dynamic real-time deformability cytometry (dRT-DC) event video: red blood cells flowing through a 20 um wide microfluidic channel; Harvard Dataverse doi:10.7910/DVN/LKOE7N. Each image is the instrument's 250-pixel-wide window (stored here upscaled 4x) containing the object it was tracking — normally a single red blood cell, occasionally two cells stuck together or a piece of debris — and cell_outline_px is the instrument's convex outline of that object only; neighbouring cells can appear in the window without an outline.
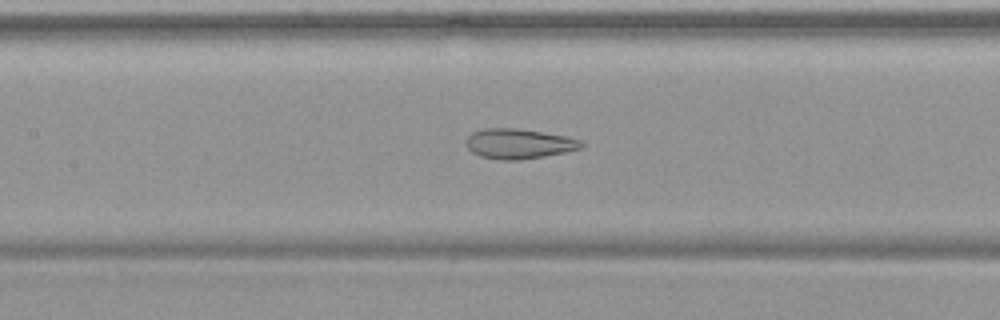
{"species": "common noctule bat (a hibernating species)", "species_latin": "Nyctalus noctula", "temperature_condition": "warm", "stored_images_in_passage": 52, "camera_frame_rate_fps": 3000, "um_per_image_px": 0.085, "animal": {"sex": "female", "body_mass_g": 19.9}, "frame": {"image": 1, "passage_image": 24, "time_ms": 7.667, "image_size_px": [1000, 320], "cell_outline_px": [[584, 144], [580, 148], [564, 152], [544, 156], [520, 160], [500, 160], [480, 156], [472, 152], [468, 148], [464, 140], [472, 132], [484, 128], [520, 128], [568, 136], [584, 140]], "centroid_in_image_um": [44.1, 12.2], "position_along_channel_um": 163.3, "area_um2": 20.4}}
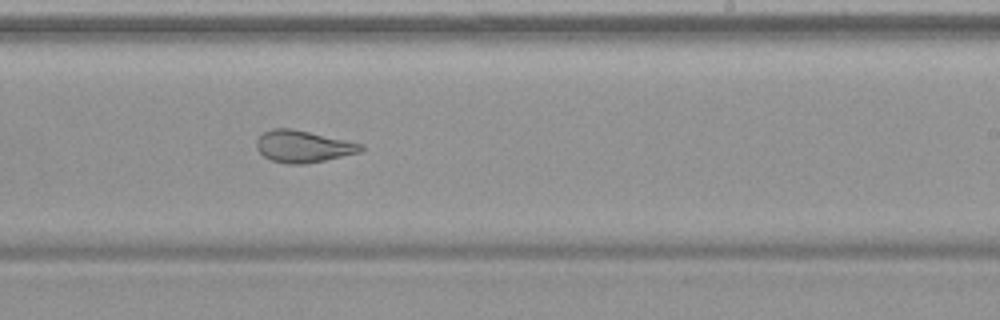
{"frame": {"image": 2, "passage_image": 32, "time_ms": 10.333, "image_size_px": [1000, 320], "cell_outline_px": [[364, 148], [360, 152], [324, 160], [304, 164], [288, 164], [272, 160], [264, 156], [256, 148], [256, 140], [264, 132], [272, 128], [292, 128], [364, 144]], "centroid_in_image_um": [25.75, 12.44], "position_along_channel_um": 263.2, "area_um2": 19.31}}
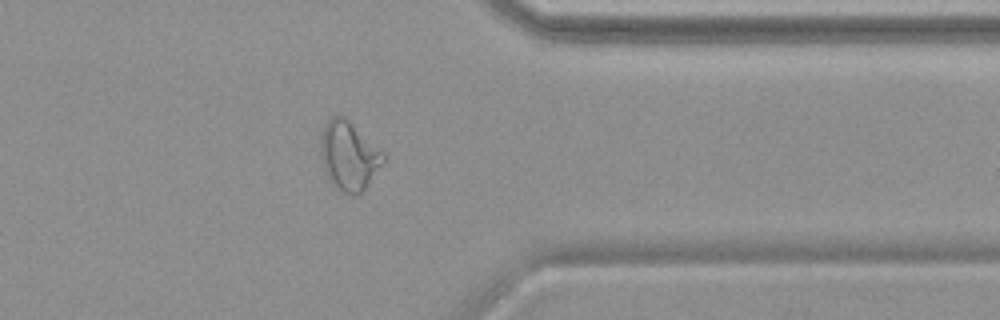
{"frame": {"image": 3, "passage_image": 42, "time_ms": 13.667, "image_size_px": [1000, 320], "cell_outline_px": [[388, 156], [368, 184], [356, 196], [344, 192], [336, 188], [324, 172], [320, 152], [320, 136], [324, 124], [336, 112], [344, 116], [384, 152]], "centroid_in_image_um": [29.64, 13.2], "position_along_channel_um": 381.8, "area_um2": 25.37}, "authors_computed_cell_mechanics": {"area_um2": 25.8655, "velocity_mm_per_s": 3.7733, "shape_relaxation_time_tau1_ms": null, "shape_relaxation_time_tau2_ms": 1.616, "deformation_change_tau1": null, "deformation_change_tau2": 0.0982}}